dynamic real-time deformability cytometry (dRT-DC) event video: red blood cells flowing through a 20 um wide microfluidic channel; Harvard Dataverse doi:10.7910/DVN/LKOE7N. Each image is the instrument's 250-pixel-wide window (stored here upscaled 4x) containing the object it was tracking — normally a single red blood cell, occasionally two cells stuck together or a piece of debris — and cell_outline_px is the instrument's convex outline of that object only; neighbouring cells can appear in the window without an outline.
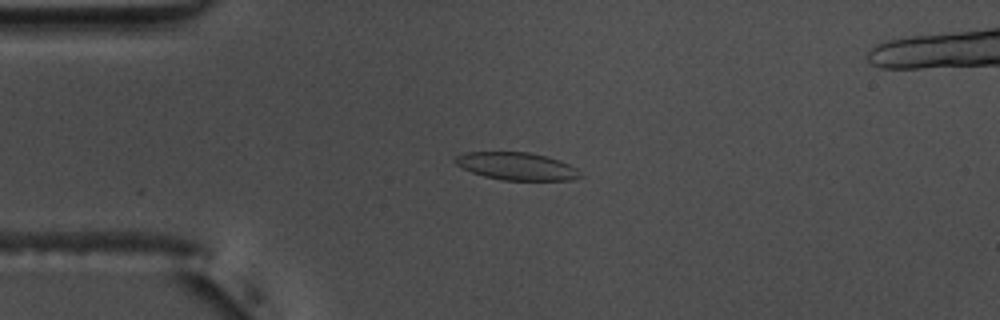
{"species": "common noctule bat (a hibernating species)", "species_latin": "Nyctalus noctula", "temperature_condition": "warm", "stored_images_in_passage": 24, "camera_frame_rate_fps": 3000, "um_per_image_px": 0.085, "animal": {"sex": "male", "body_mass_g": 17.5, "forearm_length_mm": 52.3}, "frame": {"image": 1, "passage_image": 7, "time_ms": 2.0, "image_size_px": [1000, 320], "cell_outline_px": [[584, 176], [572, 180], [500, 180], [484, 176], [472, 172], [456, 164], [452, 160], [456, 156], [468, 152], [528, 152], [548, 156], [560, 160], [576, 168]], "centroid_in_image_um": [43.94, 14.13], "position_along_channel_um": 41.1, "area_um2": 20.17}}